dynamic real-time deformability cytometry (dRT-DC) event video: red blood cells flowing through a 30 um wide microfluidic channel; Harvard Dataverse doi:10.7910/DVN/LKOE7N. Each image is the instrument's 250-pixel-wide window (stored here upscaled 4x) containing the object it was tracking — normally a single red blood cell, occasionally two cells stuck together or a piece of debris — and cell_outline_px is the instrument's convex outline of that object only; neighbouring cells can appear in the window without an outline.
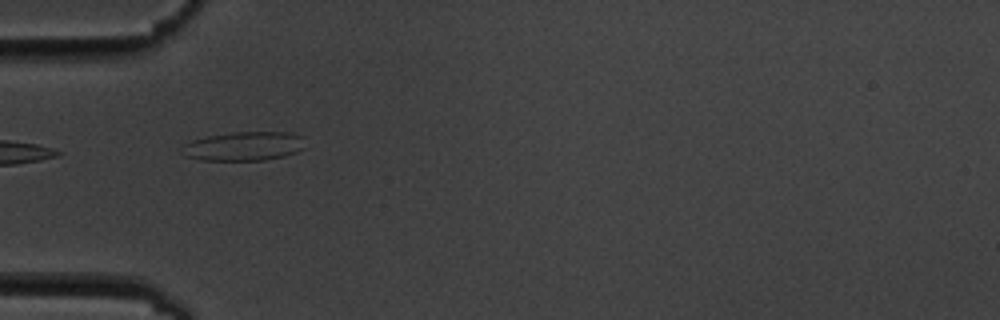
{"species": "common noctule bat (a hibernating species)", "species_latin": "Nyctalus noctula", "temperature_condition": "cold", "stored_images_in_passage": 8, "camera_frame_rate_fps": 3000, "um_per_image_px": 0.085, "animal": {"sex": "male", "body_mass_g": 19.5, "forearm_length_mm": 54.6}, "frame": {"image": 1, "passage_image": 5, "time_ms": 4.333, "image_size_px": [1000, 320], "cell_outline_px": [[304, 148], [296, 152], [284, 156], [264, 160], [200, 160], [184, 156], [180, 152], [184, 144], [192, 140], [208, 136], [232, 132], [292, 132], [304, 136]], "centroid_in_image_um": [20.74, 12.42], "position_along_channel_um": 64.3, "area_um2": 21.04}}
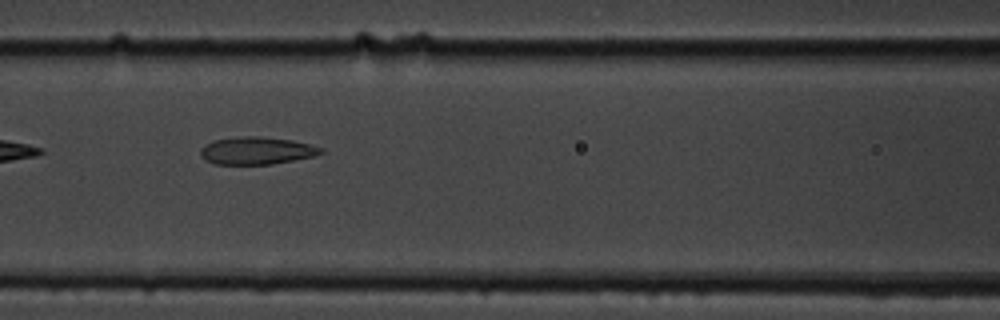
{"frame": {"image": 2, "passage_image": 7, "time_ms": 6.667, "image_size_px": [1000, 320], "cell_outline_px": [[324, 152], [312, 156], [272, 164], [212, 164], [204, 160], [200, 156], [200, 148], [204, 144], [216, 140], [240, 136], [260, 136], [292, 140], [312, 144], [324, 148]], "centroid_in_image_um": [21.79, 12.8], "position_along_channel_um": 144.8, "area_um2": 19.42}}
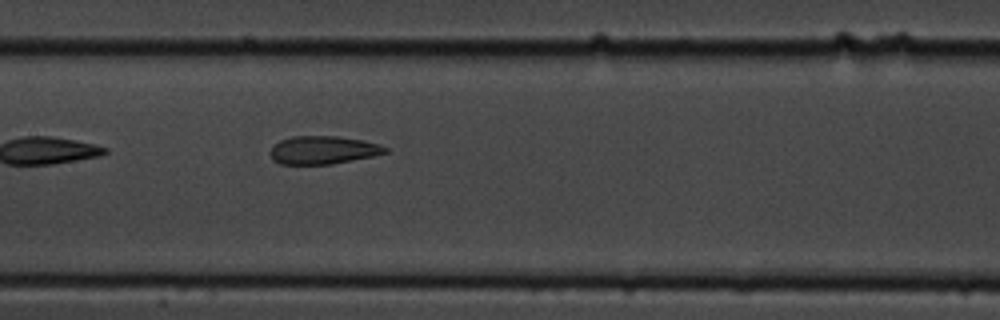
{"frame": {"image": 3, "passage_image": 8, "time_ms": 7.667, "image_size_px": [1000, 320], "cell_outline_px": [[388, 152], [372, 156], [332, 164], [280, 164], [272, 160], [268, 152], [272, 144], [280, 140], [292, 136], [336, 136], [360, 140], [380, 144], [388, 148]], "centroid_in_image_um": [27.39, 12.75], "position_along_channel_um": 180.0, "area_um2": 18.96}}